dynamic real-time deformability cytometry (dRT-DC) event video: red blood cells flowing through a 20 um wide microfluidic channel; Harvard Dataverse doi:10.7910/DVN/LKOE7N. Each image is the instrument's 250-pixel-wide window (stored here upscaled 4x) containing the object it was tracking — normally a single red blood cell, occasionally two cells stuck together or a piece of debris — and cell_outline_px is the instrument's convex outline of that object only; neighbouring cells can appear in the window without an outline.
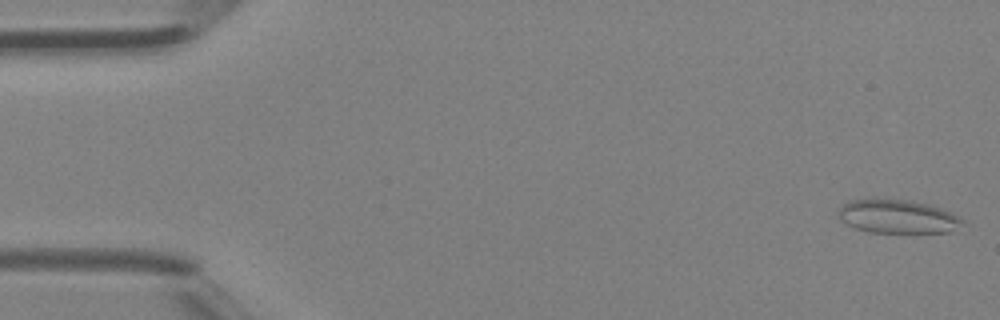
{"species": "Egyptian fruit bat (a non-hibernating species)", "species_latin": "Rousettus aegyptiacus", "temperature_condition": "room temperature", "stored_images_in_passage": 46, "camera_frame_rate_fps": 3000, "um_per_image_px": 0.085, "animal": {"sex": "female"}, "frame": {"image": 1, "passage_image": 1, "time_ms": 0.0, "image_size_px": [1000, 320], "cell_outline_px": [[968, 220], [952, 232], [868, 232], [856, 228], [840, 220], [840, 208], [848, 200], [912, 200], [928, 204], [940, 208]], "centroid_in_image_um": [76.37, 18.42], "position_along_channel_um": 8.6, "area_um2": 23.99}}
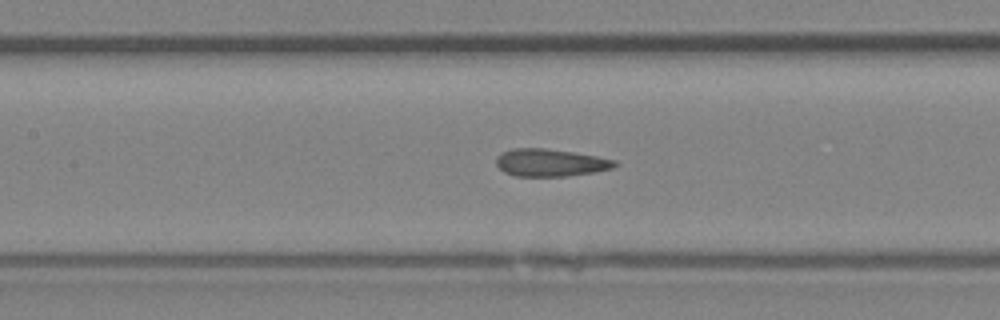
{"frame": {"image": 2, "passage_image": 21, "time_ms": 6.667, "image_size_px": [1000, 320], "cell_outline_px": [[620, 164], [612, 168], [596, 172], [568, 176], [516, 176], [504, 172], [496, 164], [496, 156], [500, 152], [512, 148], [544, 148], [572, 152], [596, 156], [616, 160]], "centroid_in_image_um": [46.78, 13.82], "position_along_channel_um": 160.6, "area_um2": 19.13}}
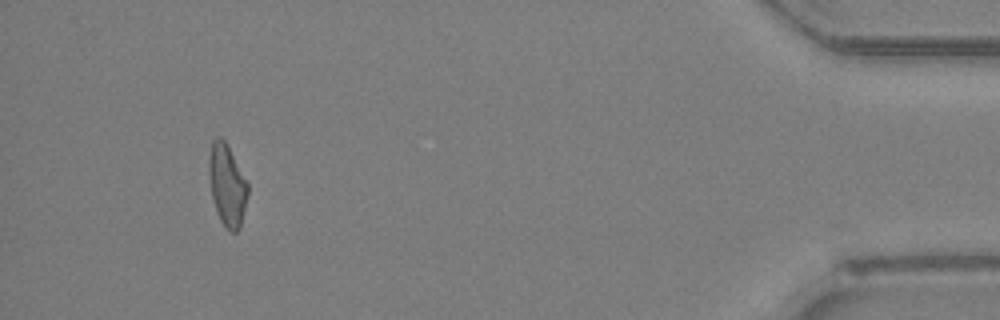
{"frame": {"image": 3, "passage_image": 43, "time_ms": 14.0, "image_size_px": [1000, 320], "cell_outline_px": [[248, 196], [240, 228], [236, 232], [228, 232], [220, 220], [216, 212], [212, 196], [208, 176], [208, 160], [212, 140], [216, 136], [220, 136], [224, 140], [248, 184]], "centroid_in_image_um": [19.28, 15.77], "position_along_channel_um": 415.9, "area_um2": 18.55}, "authors_computed_cell_mechanics": {"area_um2": 19.074, "velocity_mm_per_s": 4.4305, "shape_relaxation_time_tau1_ms": null, "shape_relaxation_time_tau2_ms": 1.7989, "deformation_change_tau1": null, "deformation_change_tau2": 0.1001}}